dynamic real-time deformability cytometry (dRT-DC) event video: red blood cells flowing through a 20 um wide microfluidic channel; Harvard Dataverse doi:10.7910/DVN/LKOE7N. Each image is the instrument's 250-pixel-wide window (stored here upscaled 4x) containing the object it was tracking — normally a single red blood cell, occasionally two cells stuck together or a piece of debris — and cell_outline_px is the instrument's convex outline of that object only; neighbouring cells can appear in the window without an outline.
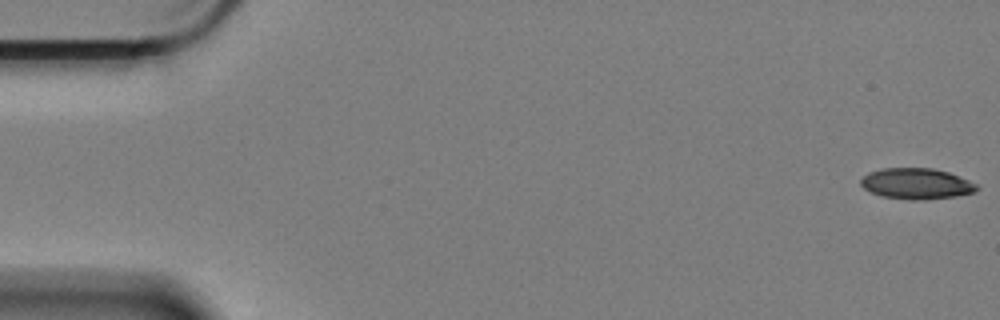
{"species": "Egyptian fruit bat (a non-hibernating species)", "species_latin": "Rousettus aegyptiacus", "temperature_condition": "cold", "stored_images_in_passage": 59, "camera_frame_rate_fps": 3000, "um_per_image_px": 0.085, "animal": {"sex": "female"}, "frame": {"image": 1, "passage_image": 1, "time_ms": 0.0, "image_size_px": [1000, 320], "cell_outline_px": [[980, 188], [972, 192], [956, 196], [924, 200], [908, 200], [880, 196], [864, 188], [860, 184], [860, 180], [868, 172], [880, 168], [932, 168], [948, 172], [968, 180], [976, 184]], "centroid_in_image_um": [77.86, 15.61], "position_along_channel_um": 7.1, "area_um2": 20.92}}
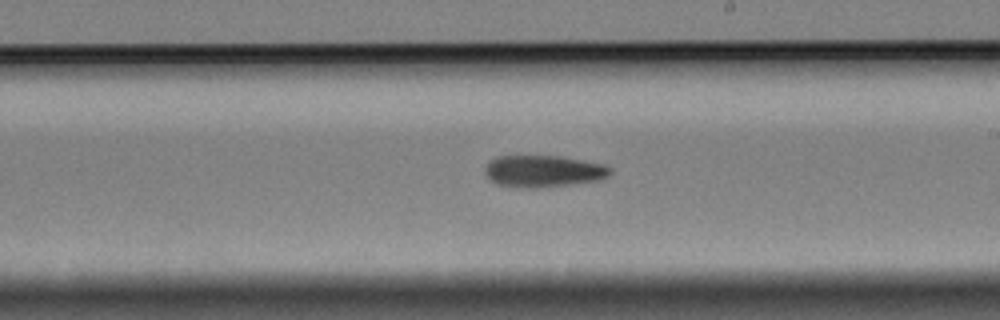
{"frame": {"image": 2, "passage_image": 34, "time_ms": 11.0, "image_size_px": [1000, 320], "cell_outline_px": [[612, 172], [608, 176], [600, 180], [536, 188], [516, 188], [496, 184], [484, 172], [484, 168], [488, 160], [496, 156], [560, 156], [604, 164]], "centroid_in_image_um": [46.13, 14.55], "position_along_channel_um": 242.9, "area_um2": 23.29}}
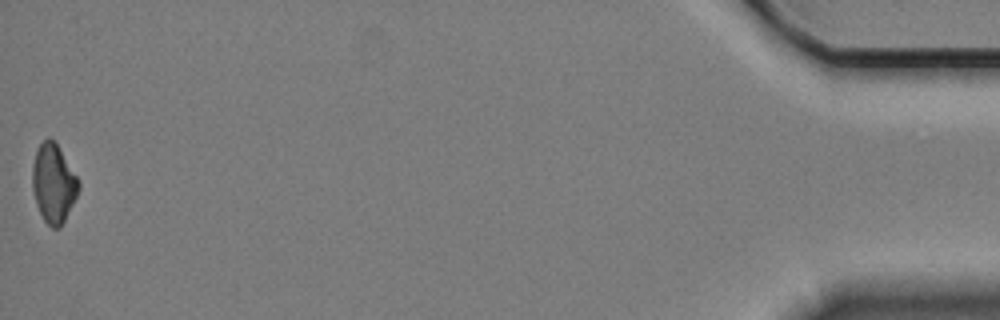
{"frame": {"image": 3, "passage_image": 59, "time_ms": 19.333, "image_size_px": [1000, 320], "cell_outline_px": [[80, 188], [60, 228], [52, 228], [44, 220], [36, 204], [32, 188], [32, 164], [36, 152], [40, 144], [48, 136], [56, 144], [76, 176], [80, 184]], "centroid_in_image_um": [4.52, 15.6], "position_along_channel_um": 430.7, "area_um2": 20.75}, "authors_computed_cell_mechanics": {"area_um2": 22.5998, "velocity_mm_per_s": 3.3861, "shape_relaxation_time_tau1_ms": 7.8912, "shape_relaxation_time_tau2_ms": null, "deformation_change_tau1": 0.1459, "deformation_change_tau2": null}}